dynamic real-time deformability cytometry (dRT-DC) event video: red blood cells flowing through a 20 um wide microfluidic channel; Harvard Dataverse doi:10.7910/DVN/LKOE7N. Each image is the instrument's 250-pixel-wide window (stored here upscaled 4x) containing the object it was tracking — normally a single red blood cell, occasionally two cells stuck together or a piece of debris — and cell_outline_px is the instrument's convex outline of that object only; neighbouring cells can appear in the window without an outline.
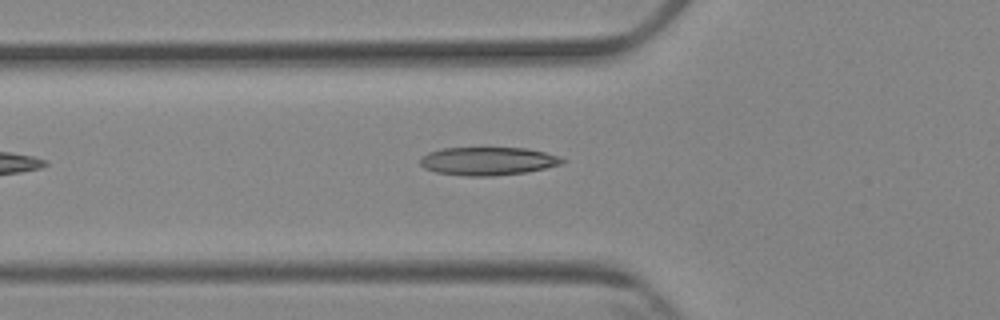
{"species": "Egyptian fruit bat (a non-hibernating species)", "species_latin": "Rousettus aegyptiacus", "temperature_condition": "cold", "stored_images_in_passage": 6, "camera_frame_rate_fps": 3000, "um_per_image_px": 0.085, "animal": {"sex": "female"}, "frame": {"image": 1, "passage_image": 6, "time_ms": 6.0, "image_size_px": [1000, 320], "cell_outline_px": [[564, 160], [560, 164], [528, 172], [492, 176], [464, 176], [436, 172], [424, 168], [420, 164], [420, 156], [428, 152], [444, 148], [528, 148], [560, 156]], "centroid_in_image_um": [41.43, 13.69], "position_along_channel_um": 84.4, "area_um2": 23.35}}